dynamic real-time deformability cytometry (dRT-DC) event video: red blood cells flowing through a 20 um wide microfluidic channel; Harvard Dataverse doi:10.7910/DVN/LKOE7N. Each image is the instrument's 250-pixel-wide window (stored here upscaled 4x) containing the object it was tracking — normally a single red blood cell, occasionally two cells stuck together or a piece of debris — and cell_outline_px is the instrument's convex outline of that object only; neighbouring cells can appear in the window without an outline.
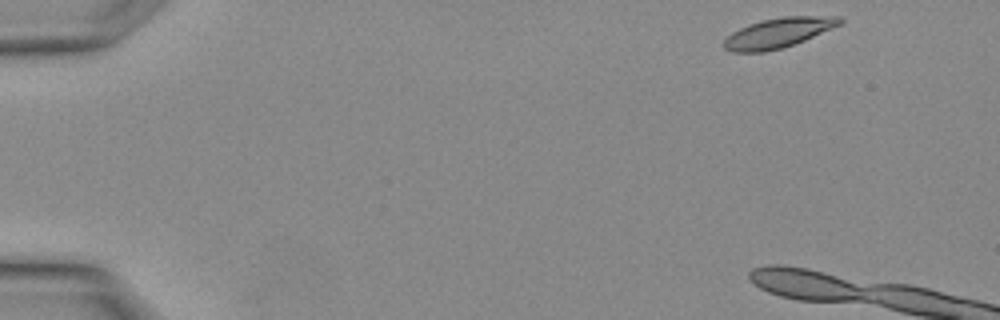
{"species": "Egyptian fruit bat (a non-hibernating species)", "species_latin": "Rousettus aegyptiacus", "temperature_condition": "warm", "stored_images_in_passage": 7, "camera_frame_rate_fps": 3000, "um_per_image_px": 0.085, "animal": {"sex": "female"}, "frame": {"image": 1, "passage_image": 1, "time_ms": 0.0, "image_size_px": [1000, 320], "cell_outline_px": [[844, 20], [840, 24], [832, 28], [804, 40], [784, 48], [764, 52], [732, 52], [724, 48], [720, 44], [732, 32], [740, 28], [764, 20], [784, 16], [840, 16]], "centroid_in_image_um": [66.14, 2.8], "position_along_channel_um": 18.9, "area_um2": 20.06}}